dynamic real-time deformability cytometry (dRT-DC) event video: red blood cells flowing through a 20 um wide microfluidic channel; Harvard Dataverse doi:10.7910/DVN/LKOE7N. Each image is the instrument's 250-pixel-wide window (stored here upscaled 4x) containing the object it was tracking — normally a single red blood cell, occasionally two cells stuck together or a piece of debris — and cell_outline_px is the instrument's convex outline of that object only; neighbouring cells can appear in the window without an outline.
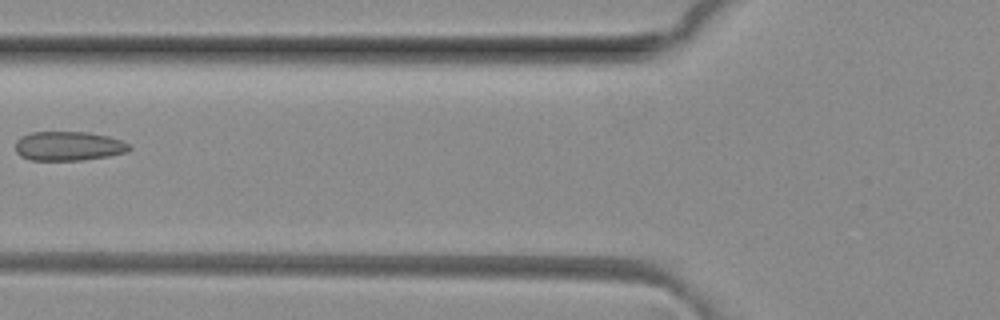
{"species": "common noctule bat (a hibernating species)", "species_latin": "Nyctalus noctula", "temperature_condition": "room temperature", "stored_images_in_passage": 2, "camera_frame_rate_fps": 3000, "um_per_image_px": 0.085, "animal": {"sex": "female", "body_mass_g": 29.2, "forearm_length_mm": 56.3}, "frame": {"image": 1, "passage_image": 2, "time_ms": 0.333, "image_size_px": [1000, 320], "cell_outline_px": [[132, 148], [128, 152], [108, 156], [80, 160], [32, 160], [20, 156], [16, 152], [16, 140], [20, 136], [32, 132], [88, 132], [108, 136], [120, 140], [128, 144]], "centroid_in_image_um": [5.81, 12.41], "position_along_channel_um": 120.0, "area_um2": 19.42}}